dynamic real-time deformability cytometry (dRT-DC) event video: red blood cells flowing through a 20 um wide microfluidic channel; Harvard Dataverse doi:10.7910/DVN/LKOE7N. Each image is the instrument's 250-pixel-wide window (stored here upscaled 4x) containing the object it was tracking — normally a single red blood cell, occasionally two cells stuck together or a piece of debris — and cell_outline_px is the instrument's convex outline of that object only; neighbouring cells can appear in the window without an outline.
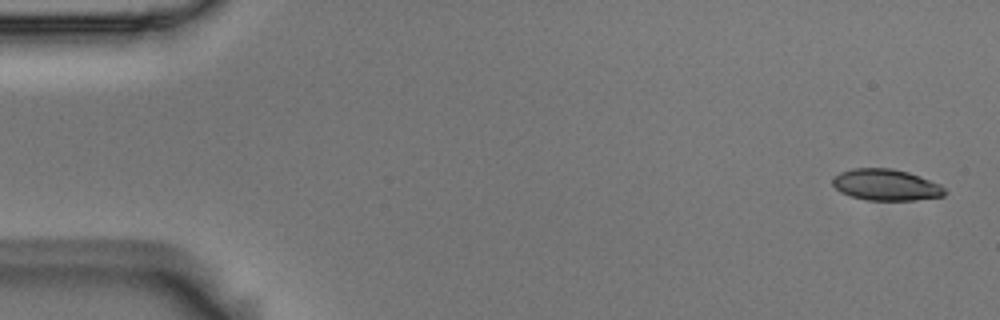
{"species": "Egyptian fruit bat (a non-hibernating species)", "species_latin": "Rousettus aegyptiacus", "temperature_condition": "room temperature", "stored_images_in_passage": 4, "camera_frame_rate_fps": 3000, "um_per_image_px": 0.085, "animal": {"sex": "male"}, "frame": {"image": 1, "passage_image": 1, "time_ms": 0.0, "image_size_px": [1000, 320], "cell_outline_px": [[948, 192], [944, 196], [916, 200], [864, 200], [840, 192], [832, 184], [832, 180], [840, 172], [852, 168], [892, 168], [908, 172], [920, 176], [940, 184]], "centroid_in_image_um": [75.33, 15.71], "position_along_channel_um": 9.7, "area_um2": 20.58}}
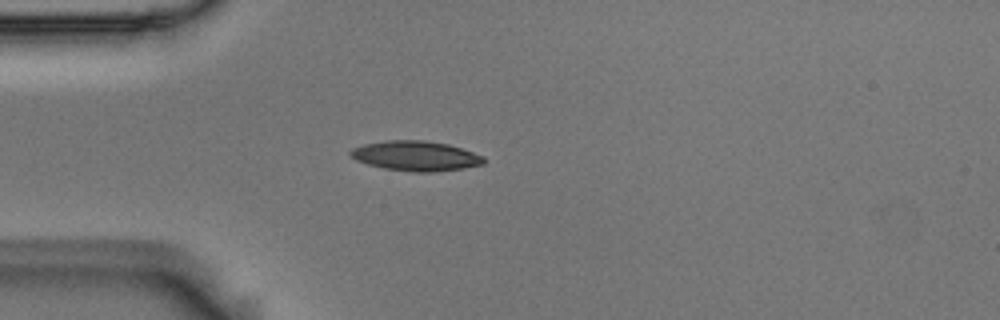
{"frame": {"image": 2, "passage_image": 4, "time_ms": 1.0, "image_size_px": [1000, 320], "cell_outline_px": [[484, 164], [464, 168], [432, 172], [412, 172], [384, 168], [368, 164], [356, 160], [348, 152], [352, 148], [364, 144], [388, 140], [424, 140], [448, 144], [484, 156]], "centroid_in_image_um": [35.33, 13.25], "position_along_channel_um": 49.7, "area_um2": 23.12}}